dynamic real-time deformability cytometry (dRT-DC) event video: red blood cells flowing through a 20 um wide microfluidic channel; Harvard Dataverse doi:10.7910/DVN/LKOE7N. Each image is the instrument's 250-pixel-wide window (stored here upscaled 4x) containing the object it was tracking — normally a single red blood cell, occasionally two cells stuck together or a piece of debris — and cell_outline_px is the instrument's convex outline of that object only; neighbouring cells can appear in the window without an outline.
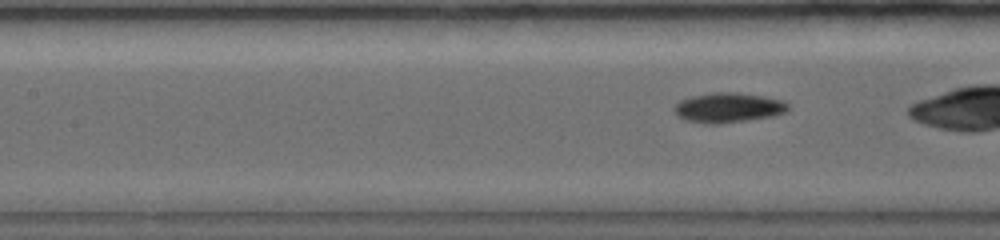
{"species": "common noctule bat (a hibernating species)", "species_latin": "Nyctalus noctula", "temperature_condition": "warm", "stored_images_in_passage": 35, "camera_frame_rate_fps": 5000, "um_per_image_px": 0.085, "animal": {"sex": "female", "body_mass_g": 19.0, "forearm_length_mm": 56.7}, "frame": {"image": 1, "passage_image": 11, "time_ms": 2.4, "image_size_px": [1000, 240], "cell_outline_px": [[788, 112], [776, 116], [720, 124], [704, 124], [688, 120], [676, 116], [672, 108], [680, 100], [692, 96], [712, 92], [736, 92], [764, 96], [784, 100], [788, 104]], "centroid_in_image_um": [61.92, 9.15], "position_along_channel_um": 145.5, "area_um2": 20.17}, "authors_computed_cell_mechanics": {"area_um2": 18.9006, "velocity_mm_per_s": 3.9256, "shape_relaxation_time_tau1_ms": 2.2782, "shape_relaxation_time_tau2_ms": null, "deformation_change_tau1": 0.1248, "deformation_change_tau2": null}}